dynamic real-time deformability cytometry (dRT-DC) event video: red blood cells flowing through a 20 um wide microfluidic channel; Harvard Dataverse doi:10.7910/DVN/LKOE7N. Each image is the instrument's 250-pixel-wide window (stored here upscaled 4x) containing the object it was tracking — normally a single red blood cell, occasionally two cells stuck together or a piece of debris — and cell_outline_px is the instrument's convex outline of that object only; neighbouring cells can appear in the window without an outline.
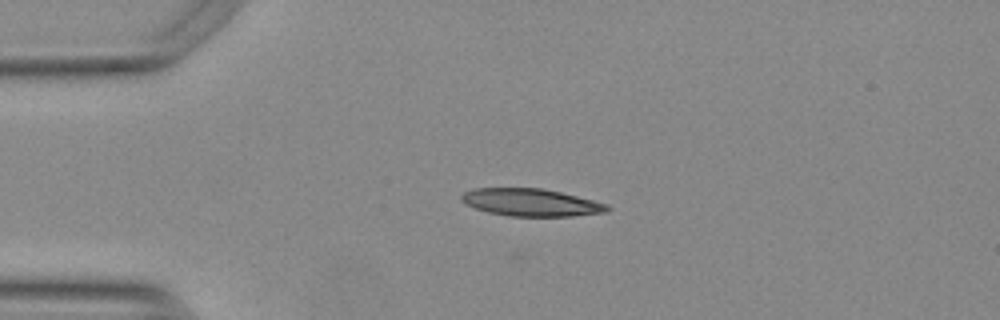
{"species": "Egyptian fruit bat (a non-hibernating species)", "species_latin": "Rousettus aegyptiacus", "temperature_condition": "warm", "stored_images_in_passage": 30, "camera_frame_rate_fps": 3000, "um_per_image_px": 0.085, "animal": {"sex": "female"}, "frame": {"image": 1, "passage_image": 1, "time_ms": 0.0, "image_size_px": [1000, 320], "cell_outline_px": [[612, 208], [608, 212], [572, 216], [508, 216], [488, 212], [464, 204], [460, 200], [460, 196], [464, 192], [472, 188], [544, 188], [608, 204]], "centroid_in_image_um": [45.12, 17.2], "position_along_channel_um": 39.9, "area_um2": 23.47}}
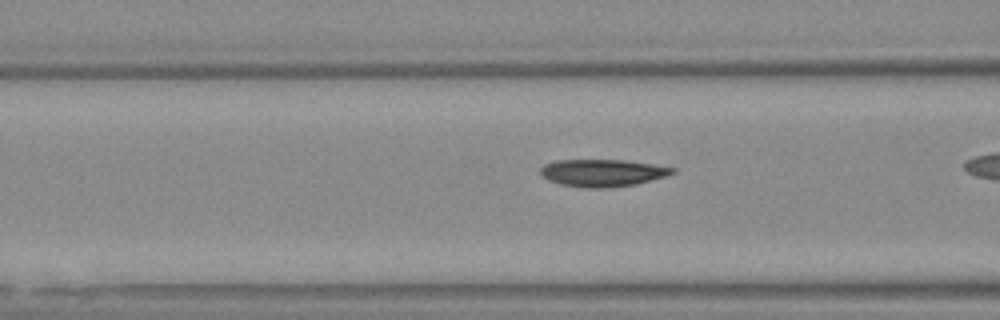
{"frame": {"image": 2, "passage_image": 9, "time_ms": 2.667, "image_size_px": [1000, 320], "cell_outline_px": [[676, 172], [668, 176], [636, 184], [608, 188], [588, 188], [560, 184], [548, 180], [540, 172], [540, 168], [544, 164], [556, 160], [624, 160], [652, 164], [676, 168]], "centroid_in_image_um": [51.24, 14.69], "position_along_channel_um": 115.4, "area_um2": 21.04}}
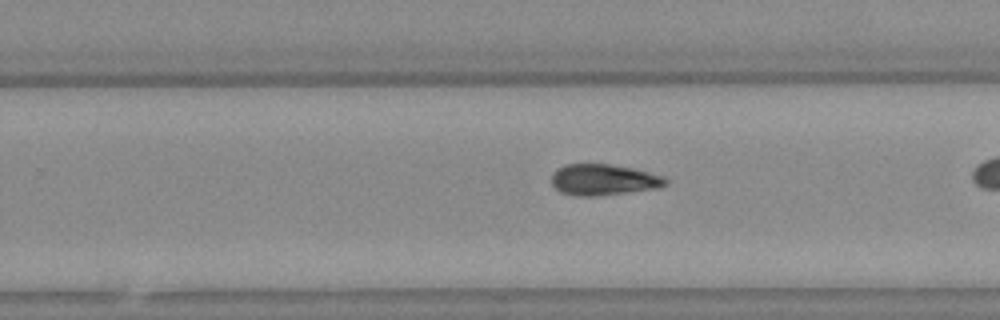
{"frame": {"image": 3, "passage_image": 22, "time_ms": 7.0, "image_size_px": [1000, 320], "cell_outline_px": [[668, 184], [660, 188], [596, 196], [576, 196], [560, 192], [552, 184], [552, 172], [556, 168], [564, 164], [608, 164], [632, 168], [664, 176], [668, 180]], "centroid_in_image_um": [51.29, 15.28], "position_along_channel_um": 278.5, "area_um2": 20.81}}